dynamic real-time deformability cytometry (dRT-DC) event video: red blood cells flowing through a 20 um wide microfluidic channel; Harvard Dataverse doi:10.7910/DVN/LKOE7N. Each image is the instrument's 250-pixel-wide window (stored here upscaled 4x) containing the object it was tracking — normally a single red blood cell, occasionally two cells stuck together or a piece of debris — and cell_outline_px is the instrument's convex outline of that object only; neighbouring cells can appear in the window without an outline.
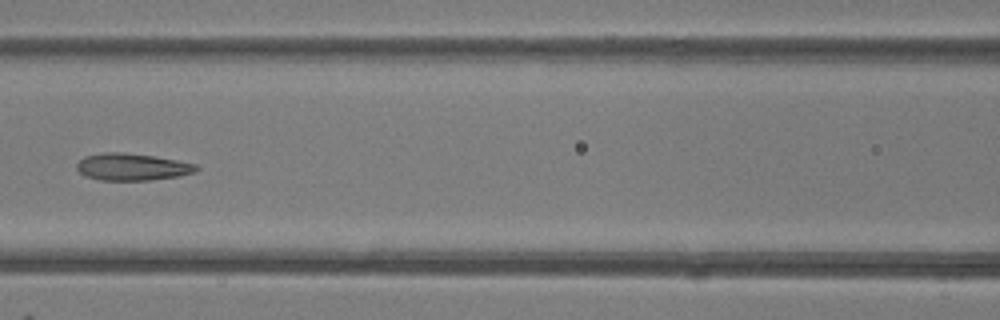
{"species": "common noctule bat (a hibernating species)", "species_latin": "Nyctalus noctula", "temperature_condition": "room temperature", "stored_images_in_passage": 7, "camera_frame_rate_fps": 3000, "um_per_image_px": 0.085, "animal": {"sex": "female"}, "frame": {"image": 1, "passage_image": 6, "time_ms": 6.667, "image_size_px": [1000, 320], "cell_outline_px": [[200, 168], [196, 172], [180, 176], [152, 180], [100, 180], [84, 176], [76, 168], [76, 164], [84, 156], [104, 152], [124, 152], [152, 156], [176, 160], [196, 164]], "centroid_in_image_um": [11.23, 14.19], "position_along_channel_um": 155.4, "area_um2": 18.96}}
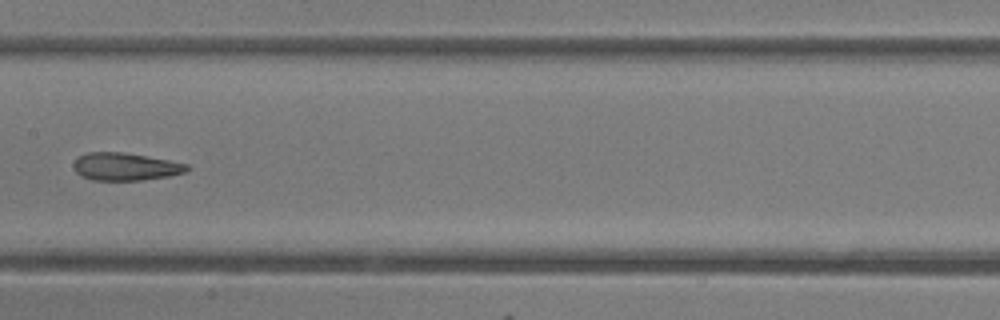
{"frame": {"image": 2, "passage_image": 7, "time_ms": 7.667, "image_size_px": [1000, 320], "cell_outline_px": [[192, 168], [188, 172], [168, 176], [144, 180], [92, 180], [80, 176], [76, 172], [72, 164], [80, 156], [88, 152], [124, 152], [168, 160], [188, 164]], "centroid_in_image_um": [10.69, 14.17], "position_along_channel_um": 196.7, "area_um2": 18.38}}